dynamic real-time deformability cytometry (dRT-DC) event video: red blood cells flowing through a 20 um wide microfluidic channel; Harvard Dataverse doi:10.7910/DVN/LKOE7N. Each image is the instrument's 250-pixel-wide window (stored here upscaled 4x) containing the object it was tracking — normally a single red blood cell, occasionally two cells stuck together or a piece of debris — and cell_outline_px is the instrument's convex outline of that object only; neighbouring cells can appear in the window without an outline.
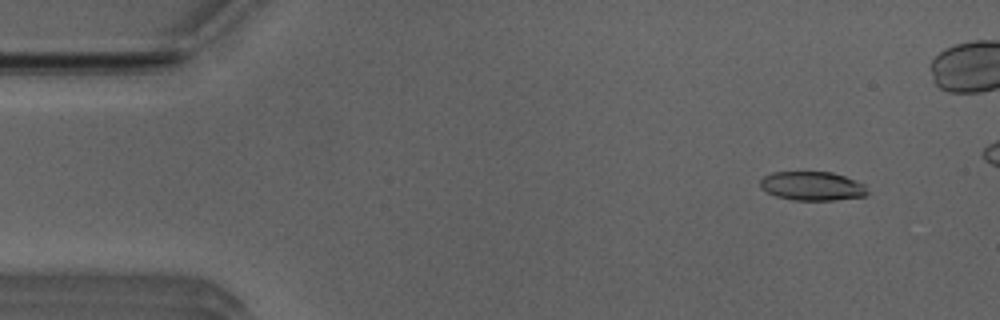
{"species": "Egyptian fruit bat (a non-hibernating species)", "species_latin": "Rousettus aegyptiacus", "temperature_condition": "room temperature", "stored_images_in_passage": 44, "camera_frame_rate_fps": 3000, "um_per_image_px": 0.085, "animal": {"sex": "male"}, "frame": {"image": 1, "passage_image": 4, "time_ms": 1.0, "image_size_px": [1000, 320], "cell_outline_px": [[868, 192], [864, 196], [836, 200], [792, 200], [776, 196], [760, 188], [760, 180], [764, 176], [772, 172], [832, 172], [844, 176], [864, 184]], "centroid_in_image_um": [69.02, 15.81], "position_along_channel_um": 16.0, "area_um2": 18.03}}
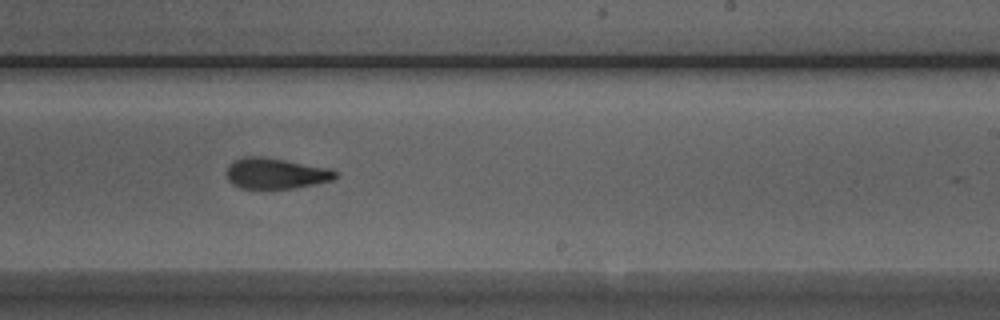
{"frame": {"image": 2, "passage_image": 30, "time_ms": 9.667, "image_size_px": [1000, 320], "cell_outline_px": [[336, 176], [332, 180], [316, 184], [292, 188], [240, 188], [232, 184], [228, 180], [228, 164], [244, 156], [264, 156], [328, 168], [336, 172]], "centroid_in_image_um": [23.42, 14.73], "position_along_channel_um": 265.6, "area_um2": 19.31}}
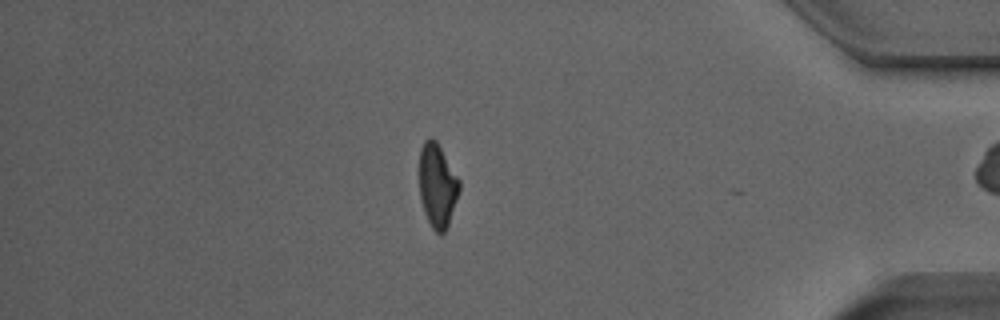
{"frame": {"image": 3, "passage_image": 43, "time_ms": 14.0, "image_size_px": [1000, 320], "cell_outline_px": [[460, 188], [448, 224], [444, 232], [440, 236], [432, 228], [424, 212], [420, 196], [420, 148], [424, 140], [428, 136], [432, 136], [436, 140], [460, 180]], "centroid_in_image_um": [37.17, 15.73], "position_along_channel_um": 398.0, "area_um2": 19.42}, "authors_computed_cell_mechanics": {"area_um2": 19.8832, "velocity_mm_per_s": 3.9892, "shape_relaxation_time_tau1_ms": 5.7113, "shape_relaxation_time_tau2_ms": 1.8693, "deformation_change_tau1": 0.2141, "deformation_change_tau2": 0.1032}}